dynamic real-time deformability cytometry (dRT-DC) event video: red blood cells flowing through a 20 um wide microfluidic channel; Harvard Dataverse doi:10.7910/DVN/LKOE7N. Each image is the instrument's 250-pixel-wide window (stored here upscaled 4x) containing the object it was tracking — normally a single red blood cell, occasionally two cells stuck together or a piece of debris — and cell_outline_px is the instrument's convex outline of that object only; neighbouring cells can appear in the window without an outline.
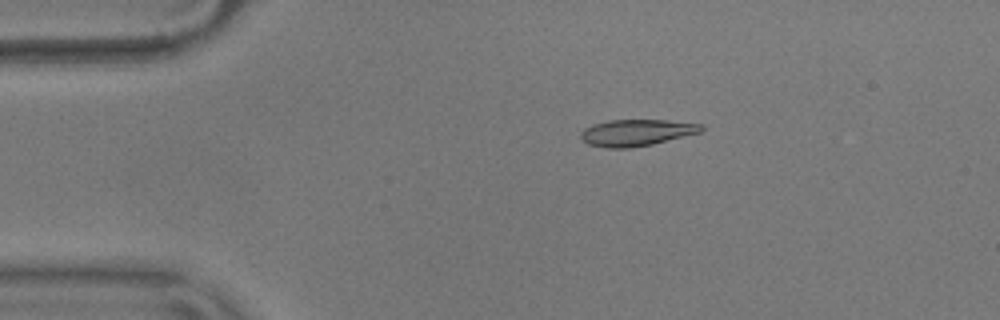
{"species": "common noctule bat (a hibernating species)", "species_latin": "Nyctalus noctula", "temperature_condition": "warm", "stored_images_in_passage": 56, "camera_frame_rate_fps": 3000, "um_per_image_px": 0.085, "animal": {"sex": "male", "body_mass_g": 17.9}, "frame": {"image": 1, "passage_image": 10, "time_ms": 3.0, "image_size_px": [1000, 320], "cell_outline_px": [[704, 128], [700, 132], [652, 144], [628, 148], [608, 148], [588, 144], [580, 136], [580, 132], [584, 128], [592, 124], [608, 120], [664, 120], [704, 124]], "centroid_in_image_um": [54.08, 11.26], "position_along_channel_um": 30.9, "area_um2": 18.55}}
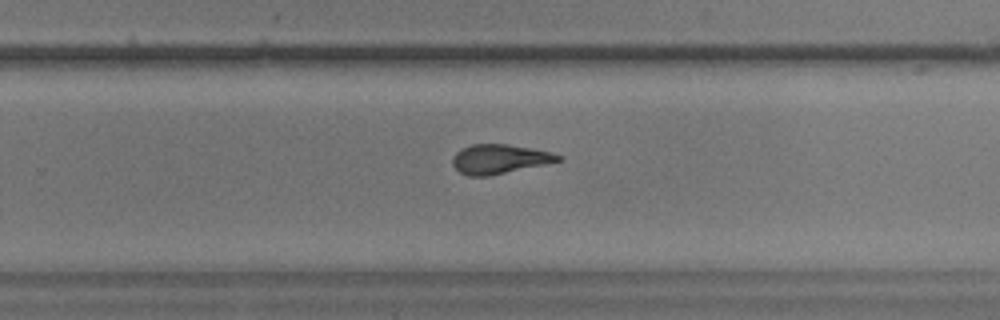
{"frame": {"image": 2, "passage_image": 35, "time_ms": 11.333, "image_size_px": [1000, 320], "cell_outline_px": [[564, 160], [488, 176], [468, 176], [460, 172], [452, 164], [452, 156], [456, 152], [472, 144], [508, 144], [548, 152], [564, 156]], "centroid_in_image_um": [42.44, 13.52], "position_along_channel_um": 287.4, "area_um2": 17.86}}
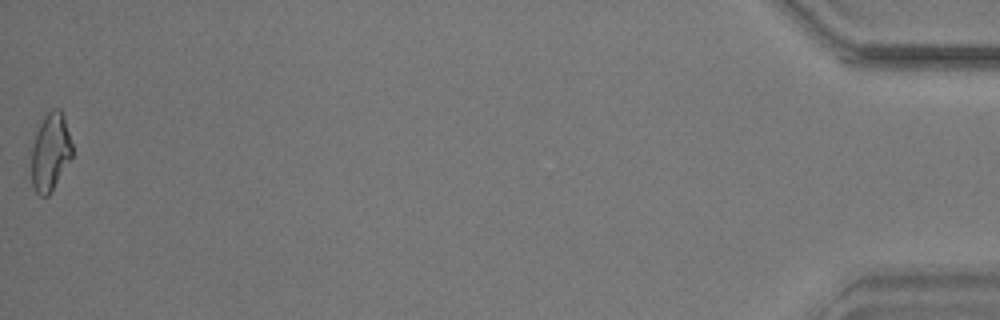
{"frame": {"image": 3, "passage_image": 55, "time_ms": 18.0, "image_size_px": [1000, 320], "cell_outline_px": [[72, 156], [48, 196], [40, 196], [36, 192], [32, 184], [28, 148], [44, 116], [52, 108], [60, 108], [64, 116], [72, 144]], "centroid_in_image_um": [4.22, 12.91], "position_along_channel_um": 431.0, "area_um2": 18.96}, "authors_computed_cell_mechanics": {"area_um2": 18.2648, "velocity_mm_per_s": 3.6314, "shape_relaxation_time_tau1_ms": null, "shape_relaxation_time_tau2_ms": 1.8093, "deformation_change_tau1": null, "deformation_change_tau2": 0.0822}}